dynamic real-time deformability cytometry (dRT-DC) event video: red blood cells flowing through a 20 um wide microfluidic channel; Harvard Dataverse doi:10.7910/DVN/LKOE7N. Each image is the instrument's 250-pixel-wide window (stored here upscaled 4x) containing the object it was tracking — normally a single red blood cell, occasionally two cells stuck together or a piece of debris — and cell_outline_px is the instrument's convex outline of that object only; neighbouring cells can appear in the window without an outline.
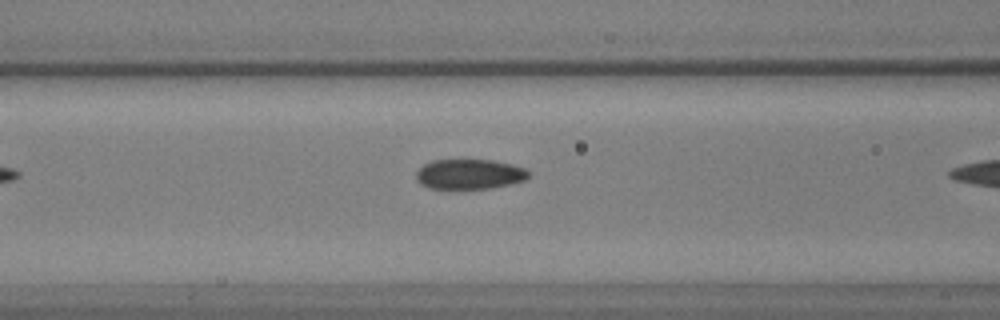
{"species": "common noctule bat (a hibernating species)", "species_latin": "Nyctalus noctula", "temperature_condition": "warm", "stored_images_in_passage": 4, "camera_frame_rate_fps": 3000, "um_per_image_px": 0.085, "animal": {"sex": "male", "body_mass_g": 17.9, "forearm_length_mm": 54.2}, "frame": {"image": 1, "passage_image": 3, "time_ms": 0.667, "image_size_px": [1000, 320], "cell_outline_px": [[528, 176], [524, 180], [492, 188], [464, 192], [448, 192], [428, 188], [420, 184], [416, 180], [416, 172], [424, 164], [432, 160], [492, 160], [512, 164], [524, 168], [528, 172]], "centroid_in_image_um": [39.81, 14.87], "position_along_channel_um": 126.8, "area_um2": 20.63}}